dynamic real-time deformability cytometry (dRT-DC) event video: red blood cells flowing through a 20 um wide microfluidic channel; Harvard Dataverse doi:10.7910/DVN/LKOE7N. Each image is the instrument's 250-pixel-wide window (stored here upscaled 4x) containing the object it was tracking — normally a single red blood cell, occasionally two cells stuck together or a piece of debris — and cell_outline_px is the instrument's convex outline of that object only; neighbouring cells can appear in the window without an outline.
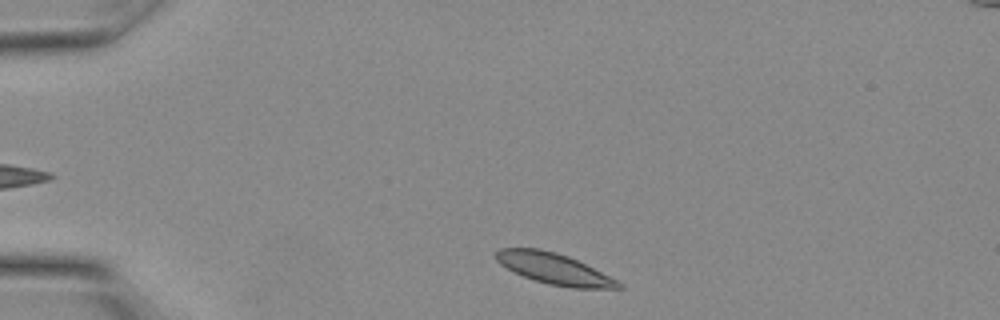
{"species": "Egyptian fruit bat (a non-hibernating species)", "species_latin": "Rousettus aegyptiacus", "temperature_condition": "warm", "stored_images_in_passage": 11, "camera_frame_rate_fps": 3000, "um_per_image_px": 0.085, "animal": {"sex": "female"}, "frame": {"image": 1, "passage_image": 1, "time_ms": 0.0, "image_size_px": [1000, 320], "cell_outline_px": [[624, 288], [572, 288], [548, 284], [524, 276], [500, 264], [496, 260], [496, 252], [500, 248], [540, 248], [556, 252], [568, 256], [624, 284]], "centroid_in_image_um": [47.09, 22.84], "position_along_channel_um": 37.9, "area_um2": 21.68}}
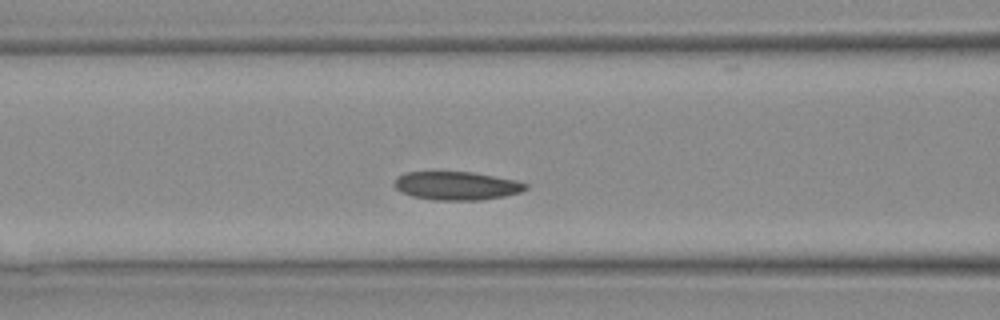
{"frame": {"image": 2, "passage_image": 7, "time_ms": 2.0, "image_size_px": [1000, 320], "cell_outline_px": [[528, 188], [520, 192], [504, 196], [480, 200], [432, 200], [412, 196], [400, 192], [396, 188], [396, 176], [408, 172], [472, 172], [516, 180], [528, 184]], "centroid_in_image_um": [38.82, 15.79], "position_along_channel_um": 127.8, "area_um2": 21.68}}
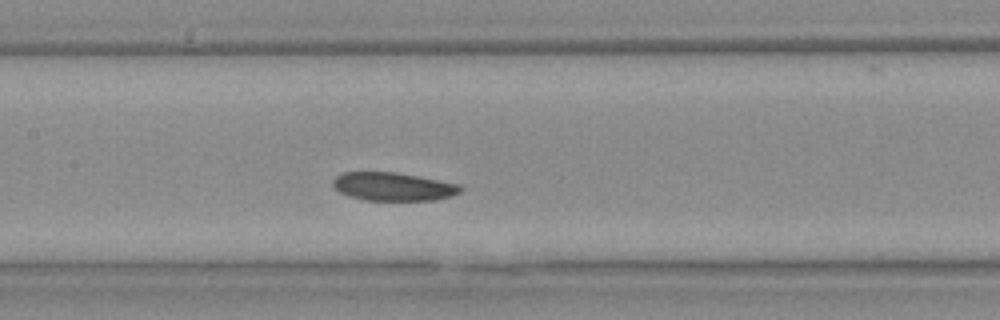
{"frame": {"image": 3, "passage_image": 9, "time_ms": 2.667, "image_size_px": [1000, 320], "cell_outline_px": [[460, 192], [452, 196], [436, 200], [368, 200], [348, 196], [340, 192], [332, 184], [332, 180], [336, 176], [344, 172], [396, 172], [460, 184]], "centroid_in_image_um": [33.41, 15.86], "position_along_channel_um": 174.0, "area_um2": 20.92}}